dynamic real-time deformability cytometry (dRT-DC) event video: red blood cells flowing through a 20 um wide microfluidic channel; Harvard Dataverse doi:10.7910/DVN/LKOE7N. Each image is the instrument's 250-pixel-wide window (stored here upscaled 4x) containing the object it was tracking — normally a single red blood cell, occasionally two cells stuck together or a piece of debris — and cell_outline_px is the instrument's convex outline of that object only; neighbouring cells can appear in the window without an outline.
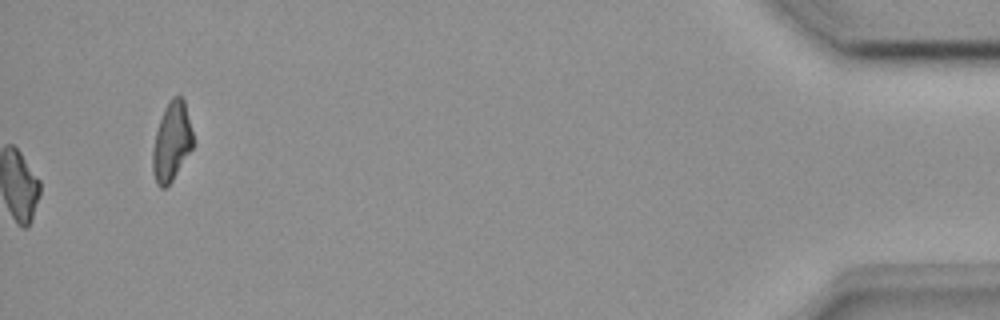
{"species": "common noctule bat (a hibernating species)", "species_latin": "Nyctalus noctula", "temperature_condition": "room temperature", "stored_images_in_passage": 45, "camera_frame_rate_fps": 3000, "um_per_image_px": 0.085, "animal": {"sex": "female", "body_mass_g": 18.4}, "frame": {"image": 1, "passage_image": 45, "time_ms": 14.667, "image_size_px": [1000, 320], "cell_outline_px": [[192, 148], [172, 180], [164, 188], [160, 188], [156, 184], [152, 172], [152, 148], [156, 132], [164, 108], [168, 100], [172, 96], [180, 96], [184, 100], [192, 132]], "centroid_in_image_um": [14.56, 12.04], "position_along_channel_um": 420.6, "area_um2": 18.38}}